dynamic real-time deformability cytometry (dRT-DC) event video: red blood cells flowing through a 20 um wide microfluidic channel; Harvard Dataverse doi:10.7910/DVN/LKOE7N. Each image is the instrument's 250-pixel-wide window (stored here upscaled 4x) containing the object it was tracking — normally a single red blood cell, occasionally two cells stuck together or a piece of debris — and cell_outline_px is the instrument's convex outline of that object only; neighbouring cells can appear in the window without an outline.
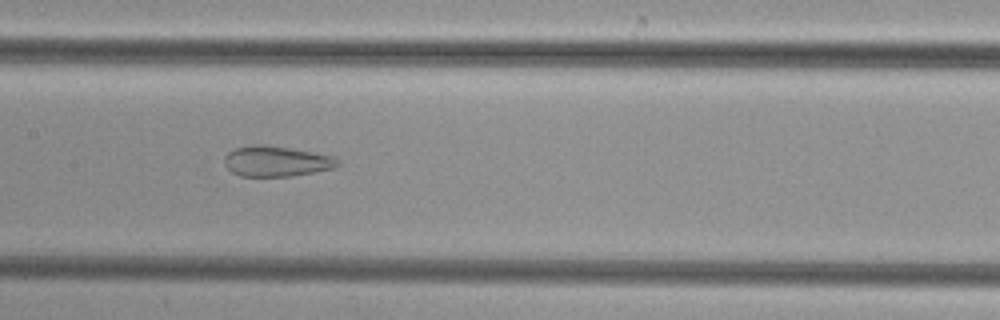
{"species": "common noctule bat (a hibernating species)", "species_latin": "Nyctalus noctula", "temperature_condition": "cold", "stored_images_in_passage": 41, "segment_of_instrument_passage": [1, 2], "camera_frame_rate_fps": 3000, "um_per_image_px": 0.085, "animal": {"sex": "female", "body_mass_g": 29.2, "forearm_length_mm": 56.3}, "frame": {"image": 1, "passage_image": 25, "time_ms": 8.0, "image_size_px": [1000, 320], "cell_outline_px": [[340, 164], [332, 168], [292, 176], [240, 176], [232, 172], [224, 164], [224, 156], [228, 152], [236, 148], [252, 144], [268, 144], [312, 152], [332, 156]], "centroid_in_image_um": [23.42, 13.69], "position_along_channel_um": 184.0, "area_um2": 20.0}}
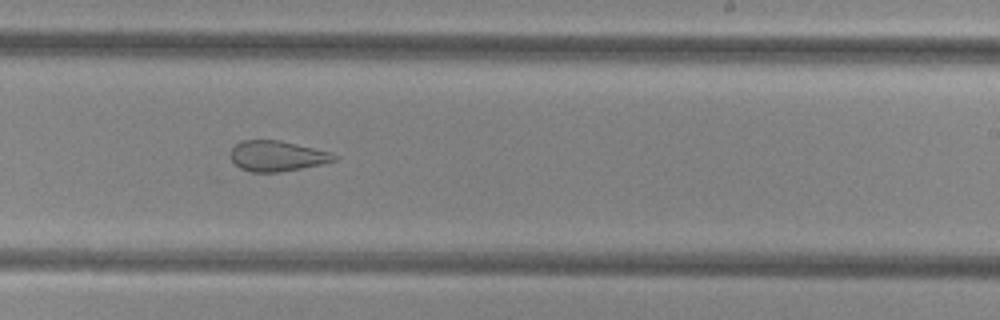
{"frame": {"image": 2, "passage_image": 31, "time_ms": 10.0, "image_size_px": [1000, 320], "cell_outline_px": [[340, 156], [336, 160], [320, 164], [280, 172], [252, 172], [240, 168], [232, 160], [228, 152], [240, 140], [280, 140], [332, 152]], "centroid_in_image_um": [23.55, 13.25], "position_along_channel_um": 265.5, "area_um2": 18.5}}
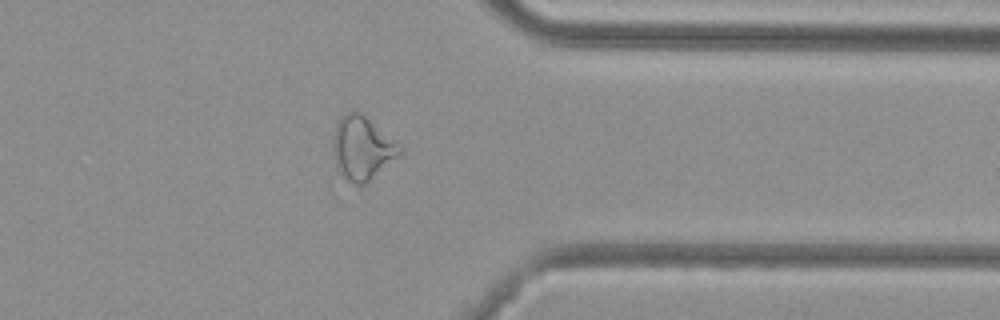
{"frame": {"image": 3, "passage_image": 40, "time_ms": 13.0, "image_size_px": [1000, 320], "cell_outline_px": [[400, 152], [396, 156], [360, 188], [352, 184], [336, 168], [332, 152], [332, 140], [336, 124], [340, 116], [348, 112], [360, 112], [400, 148]], "centroid_in_image_um": [30.66, 12.62], "position_along_channel_um": 380.7, "area_um2": 23.76}}